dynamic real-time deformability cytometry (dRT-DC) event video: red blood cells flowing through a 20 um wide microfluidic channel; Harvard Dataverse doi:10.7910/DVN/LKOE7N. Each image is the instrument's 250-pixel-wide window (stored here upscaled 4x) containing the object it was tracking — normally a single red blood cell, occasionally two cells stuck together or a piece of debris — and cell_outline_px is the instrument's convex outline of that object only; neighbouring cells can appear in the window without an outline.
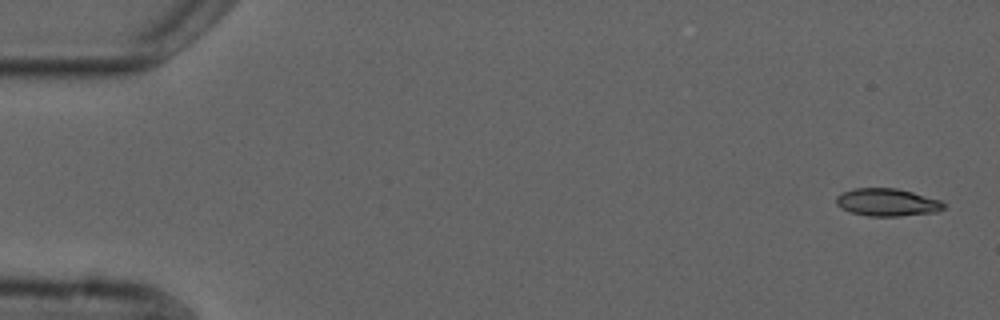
{"species": "common noctule bat (a hibernating species)", "species_latin": "Nyctalus noctula", "temperature_condition": "cold", "stored_images_in_passage": 4, "camera_frame_rate_fps": 3000, "um_per_image_px": 0.085, "animal": {"sex": "male", "forearm_length_mm": 52.5}, "frame": {"image": 1, "passage_image": 1, "time_ms": 0.0, "image_size_px": [1000, 320], "cell_outline_px": [[944, 208], [936, 212], [900, 216], [868, 216], [852, 212], [836, 204], [836, 196], [844, 192], [856, 188], [896, 188], [912, 192], [940, 200], [944, 204]], "centroid_in_image_um": [75.42, 17.2], "position_along_channel_um": 9.6, "area_um2": 17.05}}
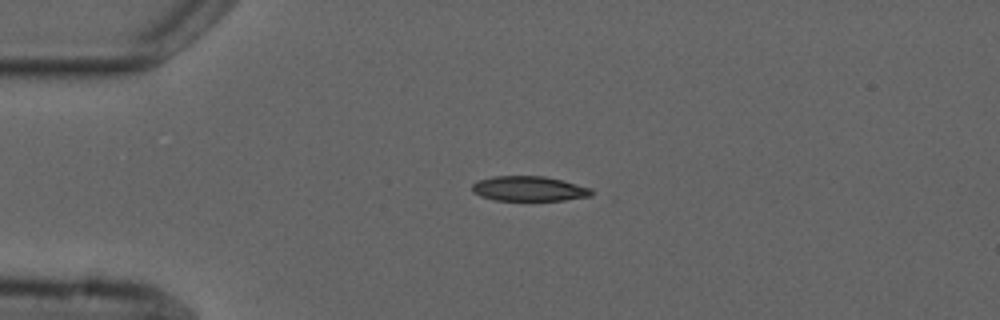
{"frame": {"image": 2, "passage_image": 4, "time_ms": 3.667, "image_size_px": [1000, 320], "cell_outline_px": [[592, 196], [564, 200], [496, 200], [480, 196], [472, 192], [472, 184], [480, 180], [492, 176], [544, 176], [592, 188]], "centroid_in_image_um": [44.95, 16.04], "position_along_channel_um": 40.0, "area_um2": 17.22}}